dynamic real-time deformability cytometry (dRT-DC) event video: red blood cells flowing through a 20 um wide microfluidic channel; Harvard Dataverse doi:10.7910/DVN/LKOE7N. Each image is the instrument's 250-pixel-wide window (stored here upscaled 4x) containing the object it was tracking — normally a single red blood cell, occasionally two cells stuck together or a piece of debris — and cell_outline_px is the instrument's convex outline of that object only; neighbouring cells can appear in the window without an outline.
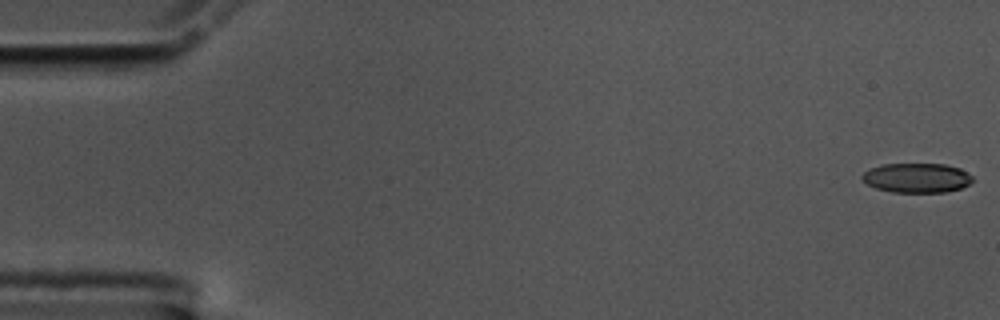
{"species": "common noctule bat (a hibernating species)", "species_latin": "Nyctalus noctula", "temperature_condition": "cold", "stored_images_in_passage": 57, "camera_frame_rate_fps": 3000, "um_per_image_px": 0.085, "animal": {"sex": "male", "body_mass_g": 17.5, "forearm_length_mm": 52.3}, "frame": {"image": 1, "passage_image": 1, "time_ms": 0.0, "image_size_px": [1000, 320], "cell_outline_px": [[972, 180], [968, 184], [960, 188], [944, 192], [892, 192], [876, 188], [868, 184], [860, 176], [868, 168], [884, 164], [944, 164], [960, 168], [972, 176]], "centroid_in_image_um": [77.9, 15.11], "position_along_channel_um": 7.1, "area_um2": 18.9}}
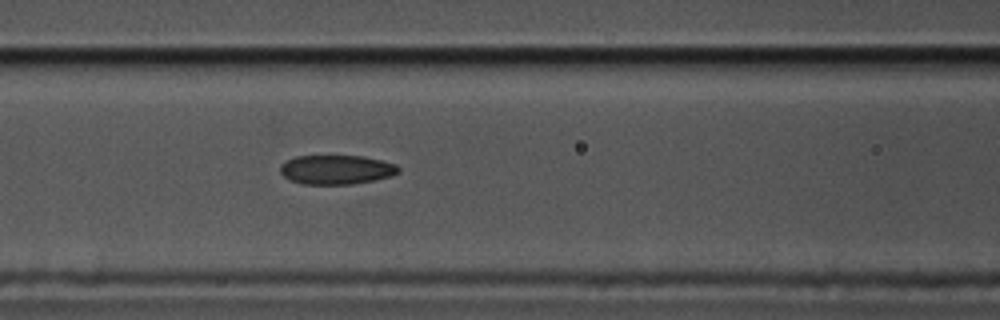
{"frame": {"image": 2, "passage_image": 24, "time_ms": 7.667, "image_size_px": [1000, 320], "cell_outline_px": [[400, 172], [392, 176], [352, 184], [304, 184], [292, 180], [284, 176], [280, 172], [280, 164], [296, 156], [364, 156], [396, 164], [400, 168]], "centroid_in_image_um": [28.61, 14.41], "position_along_channel_um": 138.0, "area_um2": 20.06}}
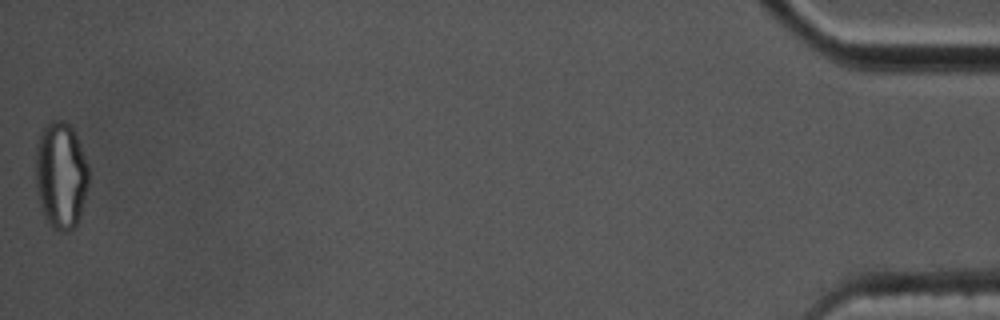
{"frame": {"image": 3, "passage_image": 57, "time_ms": 18.667, "image_size_px": [1000, 320], "cell_outline_px": [[88, 188], [76, 224], [68, 232], [60, 232], [52, 228], [48, 224], [44, 216], [36, 192], [36, 144], [40, 132], [52, 120], [64, 120], [72, 128], [80, 144], [88, 164]], "centroid_in_image_um": [5.16, 14.91], "position_along_channel_um": 430.0, "area_um2": 33.18}, "authors_computed_cell_mechanics": {"area_um2": 20.9236, "velocity_mm_per_s": 3.5376, "shape_relaxation_time_tau1_ms": null, "shape_relaxation_time_tau2_ms": 5.4457, "deformation_change_tau1": null, "deformation_change_tau2": 0.1112}}